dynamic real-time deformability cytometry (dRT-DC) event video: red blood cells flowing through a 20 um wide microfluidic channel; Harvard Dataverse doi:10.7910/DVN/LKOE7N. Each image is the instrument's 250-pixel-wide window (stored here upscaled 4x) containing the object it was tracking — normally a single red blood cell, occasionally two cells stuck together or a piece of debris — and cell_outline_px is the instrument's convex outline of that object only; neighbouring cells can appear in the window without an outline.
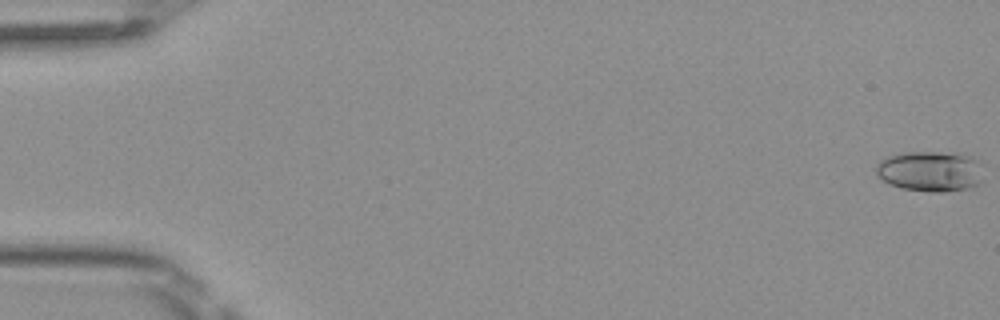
{"species": "Egyptian fruit bat (a non-hibernating species)", "species_latin": "Rousettus aegyptiacus", "temperature_condition": "room temperature", "stored_images_in_passage": 46, "camera_frame_rate_fps": 3000, "um_per_image_px": 0.085, "frame": {"image": 1, "passage_image": 1, "time_ms": 0.0, "image_size_px": [1000, 320], "cell_outline_px": [[984, 180], [980, 184], [968, 188], [944, 192], [932, 192], [900, 188], [888, 184], [876, 172], [876, 164], [880, 160], [888, 156], [904, 152], [956, 152], [972, 156], [976, 160]], "centroid_in_image_um": [79.08, 14.55], "position_along_channel_um": 5.9, "area_um2": 25.55}}
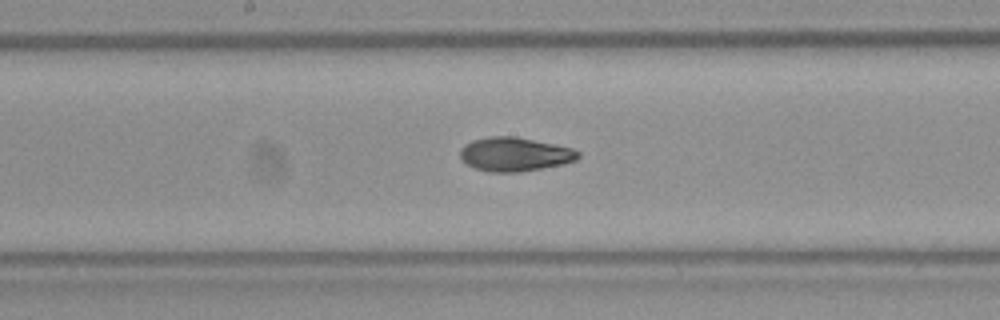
{"frame": {"image": 2, "passage_image": 27, "time_ms": 8.667, "image_size_px": [1000, 320], "cell_outline_px": [[580, 156], [576, 160], [564, 164], [520, 172], [488, 172], [476, 168], [460, 160], [460, 148], [464, 144], [472, 140], [488, 136], [516, 136], [572, 148], [580, 152]], "centroid_in_image_um": [43.73, 13.11], "position_along_channel_um": 204.5, "area_um2": 23.47}}
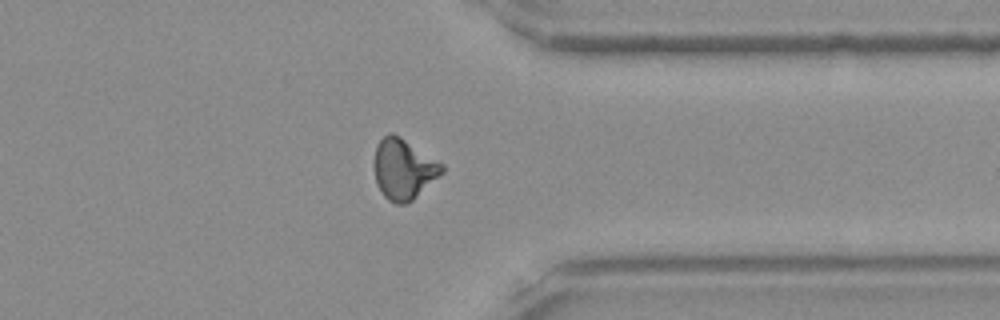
{"frame": {"image": 3, "passage_image": 40, "time_ms": 13.0, "image_size_px": [1000, 320], "cell_outline_px": [[444, 172], [440, 176], [412, 200], [404, 204], [396, 204], [388, 200], [384, 196], [376, 184], [372, 164], [376, 144], [388, 132], [392, 132], [400, 136], [444, 164]], "centroid_in_image_um": [34.27, 14.36], "position_along_channel_um": 377.1, "area_um2": 24.28}, "authors_computed_cell_mechanics": {"area_um2": 22.9466, "velocity_mm_per_s": 4.1085, "shape_relaxation_time_tau1_ms": 5.531, "shape_relaxation_time_tau2_ms": 2.4945, "deformation_change_tau1": 0.1679, "deformation_change_tau2": 0.0884}}